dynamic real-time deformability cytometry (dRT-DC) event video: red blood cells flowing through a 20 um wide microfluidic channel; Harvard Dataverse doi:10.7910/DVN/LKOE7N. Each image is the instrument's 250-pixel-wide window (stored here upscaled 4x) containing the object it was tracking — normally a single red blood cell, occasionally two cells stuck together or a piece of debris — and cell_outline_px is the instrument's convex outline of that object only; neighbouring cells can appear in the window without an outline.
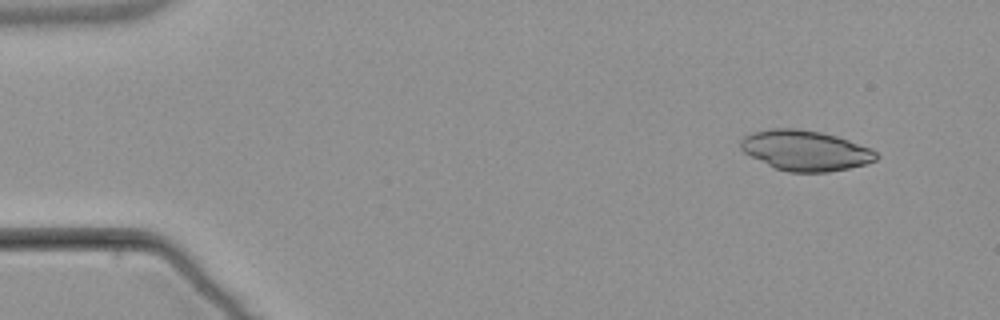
{"species": "common noctule bat (a hibernating species)", "species_latin": "Nyctalus noctula", "temperature_condition": "warm", "stored_images_in_passage": 4, "camera_frame_rate_fps": 3000, "um_per_image_px": 0.085, "animal": {"sex": "male", "body_mass_g": 21.5, "forearm_length_mm": 52.0}, "frame": {"image": 1, "passage_image": 2, "time_ms": 1.0, "image_size_px": [1000, 320], "cell_outline_px": [[880, 156], [876, 160], [864, 164], [848, 168], [828, 172], [788, 172], [776, 168], [744, 152], [740, 148], [740, 140], [744, 136], [752, 132], [772, 128], [796, 128], [820, 132], [836, 136], [872, 148]], "centroid_in_image_um": [68.46, 12.78], "position_along_channel_um": 16.5, "area_um2": 31.67}}